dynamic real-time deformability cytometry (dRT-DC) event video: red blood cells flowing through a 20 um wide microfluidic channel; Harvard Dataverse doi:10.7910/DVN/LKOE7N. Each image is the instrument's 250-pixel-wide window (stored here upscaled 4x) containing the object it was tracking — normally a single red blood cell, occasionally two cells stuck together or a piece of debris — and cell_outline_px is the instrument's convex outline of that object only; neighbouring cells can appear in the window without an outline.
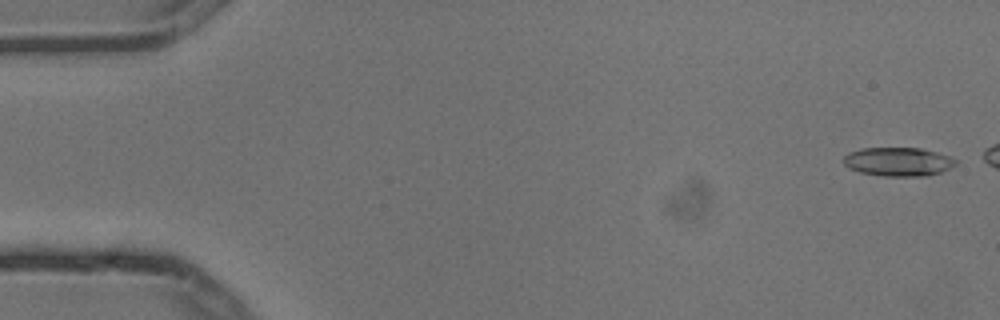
{"species": "common noctule bat (a hibernating species)", "species_latin": "Nyctalus noctula", "temperature_condition": "cold", "stored_images_in_passage": 6, "camera_frame_rate_fps": 3000, "um_per_image_px": 0.085, "animal": {"sex": "male", "body_mass_g": 13.3}, "frame": {"image": 1, "passage_image": 1, "time_ms": 0.0, "image_size_px": [1000, 320], "cell_outline_px": [[956, 164], [940, 172], [928, 176], [884, 176], [860, 172], [848, 168], [844, 164], [844, 156], [848, 152], [864, 148], [920, 148], [936, 152], [948, 156], [956, 160]], "centroid_in_image_um": [76.32, 13.75], "position_along_channel_um": 8.7, "area_um2": 18.67}}